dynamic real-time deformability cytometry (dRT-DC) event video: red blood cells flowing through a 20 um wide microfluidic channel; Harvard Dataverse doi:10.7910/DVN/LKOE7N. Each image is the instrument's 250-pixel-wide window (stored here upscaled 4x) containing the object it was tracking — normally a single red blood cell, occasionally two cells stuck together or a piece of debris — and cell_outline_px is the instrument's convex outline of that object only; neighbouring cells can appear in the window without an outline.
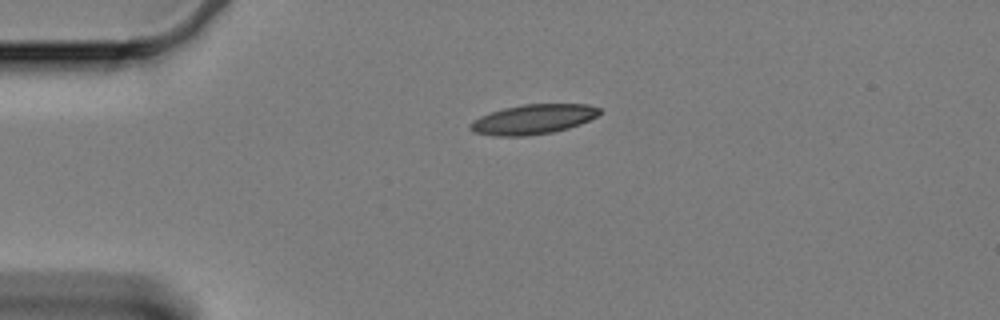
{"species": "Egyptian fruit bat (a non-hibernating species)", "species_latin": "Rousettus aegyptiacus", "temperature_condition": "cold", "stored_images_in_passage": 47, "camera_frame_rate_fps": 3000, "um_per_image_px": 0.085, "animal": {"sex": "female"}, "frame": {"image": 1, "passage_image": 1, "time_ms": 0.0, "image_size_px": [1000, 320], "cell_outline_px": [[600, 112], [596, 116], [580, 124], [568, 128], [552, 132], [524, 136], [496, 136], [476, 132], [468, 124], [472, 120], [480, 116], [504, 108], [524, 104], [588, 104], [600, 108]], "centroid_in_image_um": [45.32, 10.13], "position_along_channel_um": 39.7, "area_um2": 22.14}}
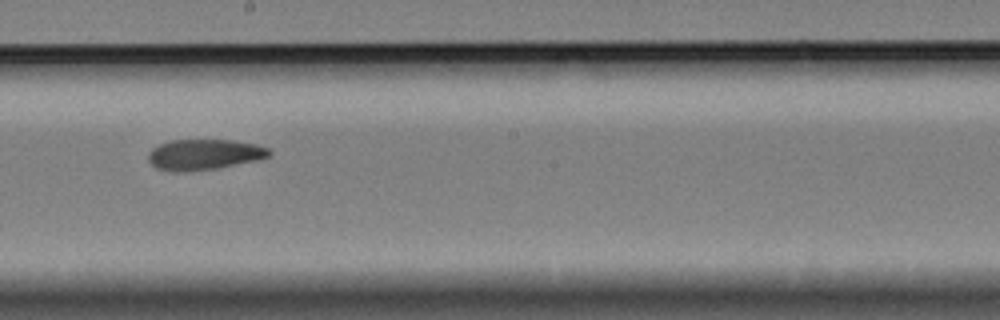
{"frame": {"image": 2, "passage_image": 21, "time_ms": 6.667, "image_size_px": [1000, 320], "cell_outline_px": [[272, 152], [268, 156], [256, 160], [216, 168], [184, 172], [172, 172], [156, 168], [148, 160], [148, 152], [152, 148], [160, 144], [172, 140], [232, 140], [256, 144], [268, 148]], "centroid_in_image_um": [17.31, 13.13], "position_along_channel_um": 230.9, "area_um2": 21.5}}
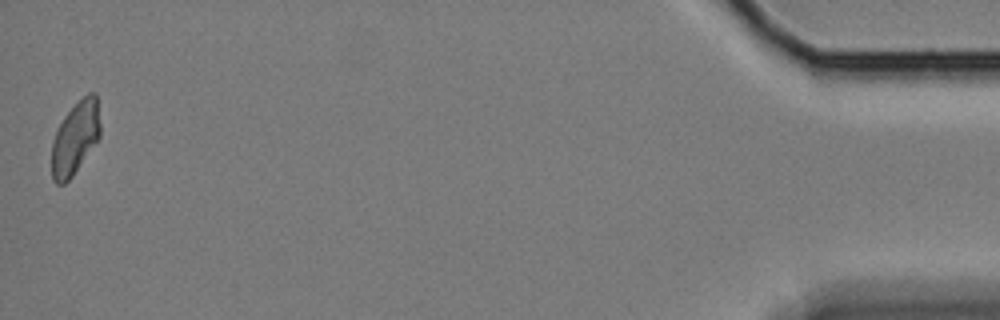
{"frame": {"image": 3, "passage_image": 47, "time_ms": 15.333, "image_size_px": [1000, 320], "cell_outline_px": [[100, 136], [72, 176], [64, 184], [56, 184], [52, 180], [52, 140], [56, 128], [64, 116], [88, 92], [96, 92], [100, 124]], "centroid_in_image_um": [6.38, 11.72], "position_along_channel_um": 428.8, "area_um2": 20.46}, "authors_computed_cell_mechanics": {"area_um2": 22.0796, "velocity_mm_per_s": 3.3119, "shape_relaxation_time_tau1_ms": 8.1221, "shape_relaxation_time_tau2_ms": null, "deformation_change_tau1": 0.1707, "deformation_change_tau2": null}}